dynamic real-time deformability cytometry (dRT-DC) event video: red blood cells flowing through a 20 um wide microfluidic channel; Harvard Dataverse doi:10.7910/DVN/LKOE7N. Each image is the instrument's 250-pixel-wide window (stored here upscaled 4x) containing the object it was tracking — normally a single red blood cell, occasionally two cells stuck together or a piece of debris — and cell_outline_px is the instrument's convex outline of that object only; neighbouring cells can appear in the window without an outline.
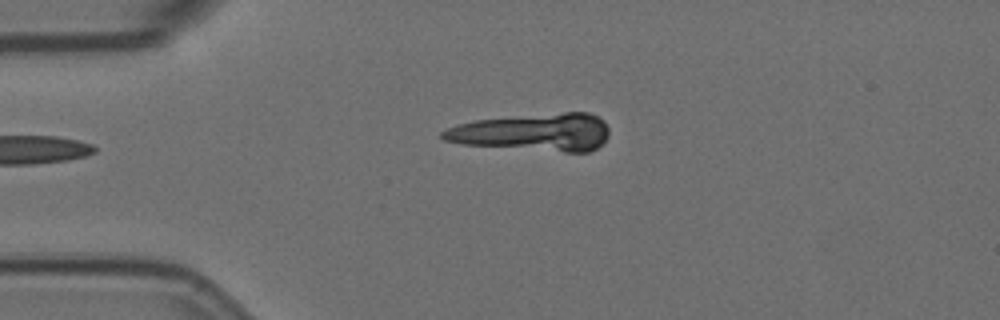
{"species": "Egyptian fruit bat (a non-hibernating species)", "species_latin": "Rousettus aegyptiacus", "temperature_condition": "room temperature", "stored_images_in_passage": 3, "camera_frame_rate_fps": 3000, "um_per_image_px": 0.085, "animal": {"sex": "female"}, "frame": {"image": 1, "passage_image": 1, "time_ms": 0.0, "image_size_px": [1000, 320], "cell_outline_px": [[608, 136], [596, 148], [588, 152], [564, 152], [464, 144], [444, 140], [440, 136], [440, 132], [448, 128], [460, 124], [476, 120], [564, 112], [588, 112], [604, 120], [608, 128]], "centroid_in_image_um": [45.37, 11.24], "position_along_channel_um": 39.6, "area_um2": 36.07}}